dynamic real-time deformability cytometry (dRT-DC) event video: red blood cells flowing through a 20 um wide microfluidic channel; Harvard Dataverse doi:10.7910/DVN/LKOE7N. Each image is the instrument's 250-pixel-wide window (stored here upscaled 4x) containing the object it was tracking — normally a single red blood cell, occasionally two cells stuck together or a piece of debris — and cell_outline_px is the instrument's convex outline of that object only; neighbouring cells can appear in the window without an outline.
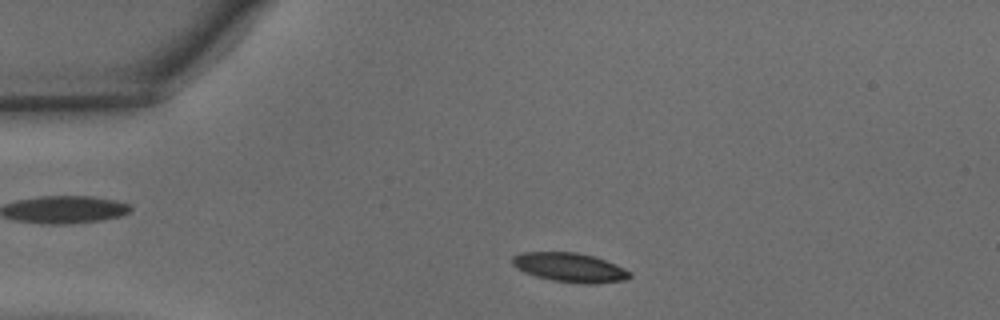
{"species": "common noctule bat (a hibernating species)", "species_latin": "Nyctalus noctula", "temperature_condition": "warm", "stored_images_in_passage": 35, "camera_frame_rate_fps": 3000, "um_per_image_px": 0.085, "animal": {"sex": "male", "body_mass_g": 15.6}, "frame": {"image": 1, "passage_image": 5, "time_ms": 1.333, "image_size_px": [1000, 320], "cell_outline_px": [[632, 276], [628, 280], [592, 284], [580, 284], [552, 280], [536, 276], [524, 272], [516, 268], [512, 264], [512, 256], [520, 252], [576, 252], [592, 256], [616, 264], [632, 272]], "centroid_in_image_um": [48.45, 22.74], "position_along_channel_um": 36.6, "area_um2": 20.17}}
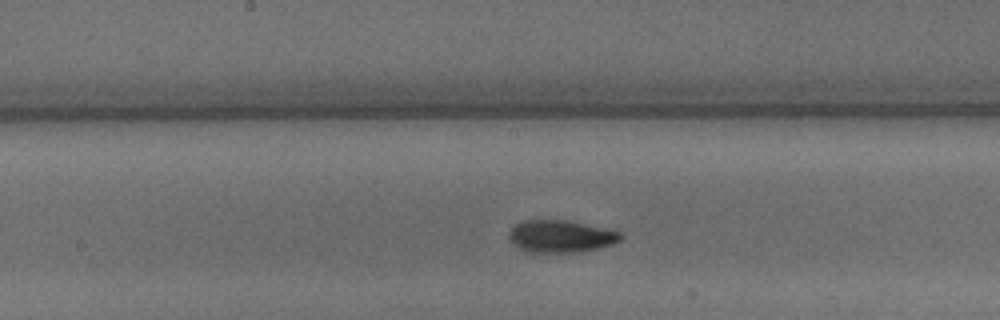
{"frame": {"image": 2, "passage_image": 19, "time_ms": 6.0, "image_size_px": [1000, 320], "cell_outline_px": [[624, 236], [620, 240], [612, 244], [584, 252], [524, 252], [508, 236], [508, 232], [516, 224], [524, 220], [564, 220], [620, 232]], "centroid_in_image_um": [47.66, 20.1], "position_along_channel_um": 200.5, "area_um2": 20.69}}
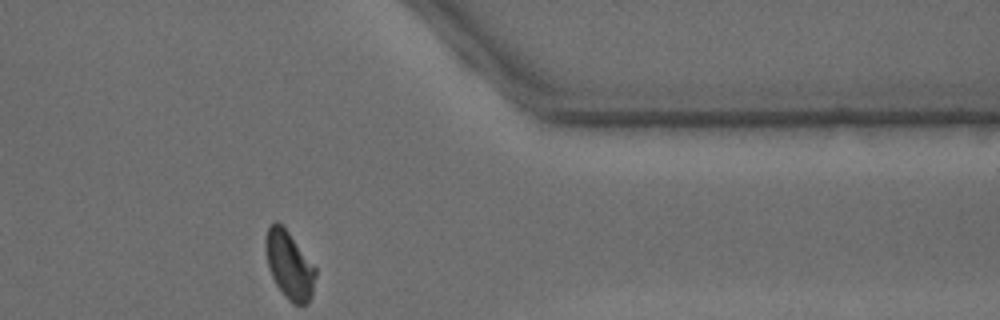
{"frame": {"image": 3, "passage_image": 33, "time_ms": 10.667, "image_size_px": [1000, 320], "cell_outline_px": [[316, 276], [312, 296], [308, 304], [292, 304], [284, 296], [276, 284], [268, 268], [264, 248], [264, 240], [268, 228], [276, 220], [288, 232], [316, 268]], "centroid_in_image_um": [24.58, 22.56], "position_along_channel_um": 386.8, "area_um2": 19.71}, "authors_computed_cell_mechanics": {"area_um2": 20.1722, "velocity_mm_per_s": 4.3029, "shape_relaxation_time_tau1_ms": 2.6038, "shape_relaxation_time_tau2_ms": 1.9555, "deformation_change_tau1": 0.1149, "deformation_change_tau2": 0.0697}}